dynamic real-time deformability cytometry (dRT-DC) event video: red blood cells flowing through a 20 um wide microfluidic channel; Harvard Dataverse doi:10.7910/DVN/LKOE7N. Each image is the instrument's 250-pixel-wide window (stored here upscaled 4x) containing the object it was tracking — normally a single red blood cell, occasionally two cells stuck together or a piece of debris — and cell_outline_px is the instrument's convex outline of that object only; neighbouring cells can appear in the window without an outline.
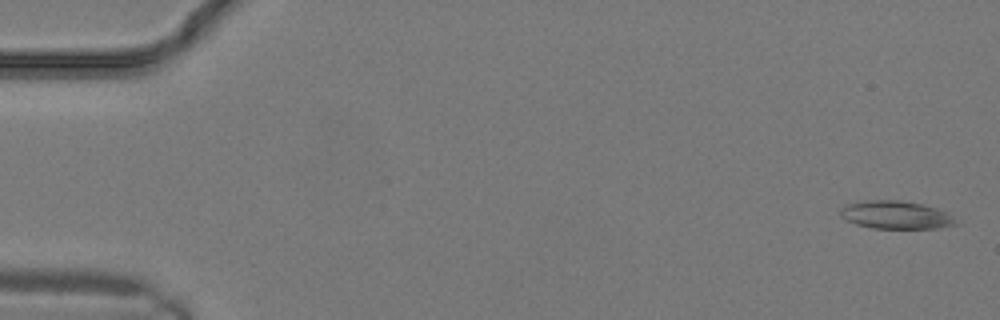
{"species": "common noctule bat (a hibernating species)", "species_latin": "Nyctalus noctula", "temperature_condition": "warm", "stored_images_in_passage": 10, "camera_frame_rate_fps": 3000, "um_per_image_px": 0.085, "animal": {"sex": "male", "body_mass_g": 19.2, "forearm_length_mm": 51.8}, "frame": {"image": 1, "passage_image": 1, "time_ms": 0.0, "image_size_px": [1000, 320], "cell_outline_px": [[960, 224], [940, 228], [872, 228], [856, 224], [844, 220], [840, 216], [840, 208], [848, 204], [864, 200], [900, 200], [920, 204], [936, 208], [948, 212]], "centroid_in_image_um": [76.15, 18.27], "position_along_channel_um": 8.9, "area_um2": 18.96}}
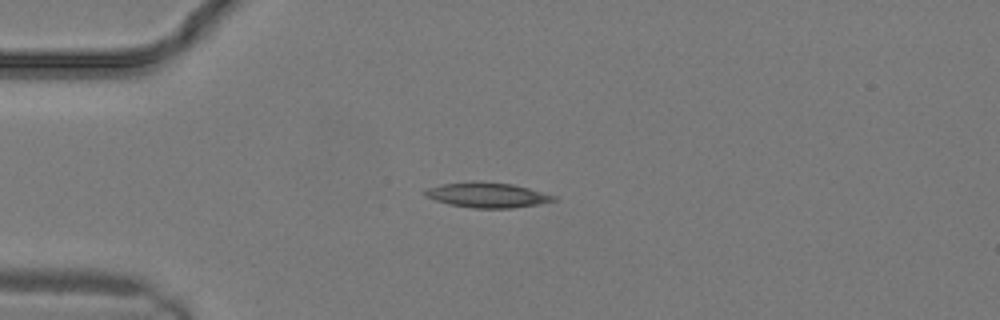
{"frame": {"image": 2, "passage_image": 7, "time_ms": 2.0, "image_size_px": [1000, 320], "cell_outline_px": [[556, 200], [536, 204], [512, 208], [472, 208], [448, 204], [424, 196], [420, 192], [428, 188], [444, 184], [472, 180], [476, 180], [512, 184], [528, 188], [556, 196]], "centroid_in_image_um": [41.35, 16.56], "position_along_channel_um": 43.6, "area_um2": 18.84}}
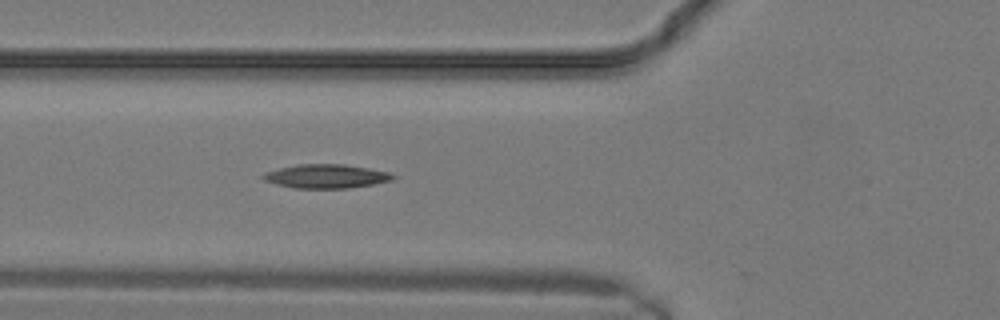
{"frame": {"image": 3, "passage_image": 10, "time_ms": 3.0, "image_size_px": [1000, 320], "cell_outline_px": [[396, 176], [392, 180], [372, 184], [348, 188], [292, 188], [276, 184], [264, 180], [260, 176], [264, 172], [296, 164], [344, 164], [392, 172]], "centroid_in_image_um": [27.71, 14.97], "position_along_channel_um": 98.1, "area_um2": 18.15}}